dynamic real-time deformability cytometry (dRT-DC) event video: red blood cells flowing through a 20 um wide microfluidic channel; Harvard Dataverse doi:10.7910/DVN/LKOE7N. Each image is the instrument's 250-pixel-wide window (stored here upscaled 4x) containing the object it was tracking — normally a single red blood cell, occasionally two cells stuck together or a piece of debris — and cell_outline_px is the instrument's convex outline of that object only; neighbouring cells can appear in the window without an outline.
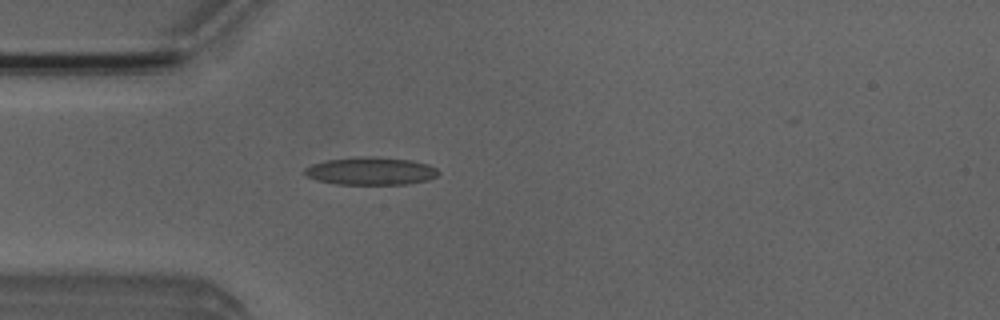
{"species": "Egyptian fruit bat (a non-hibernating species)", "species_latin": "Rousettus aegyptiacus", "temperature_condition": "room temperature", "stored_images_in_passage": 4, "camera_frame_rate_fps": 3000, "um_per_image_px": 0.085, "animal": {"sex": "male"}, "frame": {"image": 1, "passage_image": 4, "time_ms": 3.333, "image_size_px": [1000, 320], "cell_outline_px": [[440, 172], [436, 176], [428, 180], [408, 184], [336, 184], [316, 180], [304, 176], [304, 168], [312, 164], [328, 160], [356, 156], [368, 156], [412, 160], [428, 164], [436, 168]], "centroid_in_image_um": [31.5, 14.54], "position_along_channel_um": 53.5, "area_um2": 21.79}}